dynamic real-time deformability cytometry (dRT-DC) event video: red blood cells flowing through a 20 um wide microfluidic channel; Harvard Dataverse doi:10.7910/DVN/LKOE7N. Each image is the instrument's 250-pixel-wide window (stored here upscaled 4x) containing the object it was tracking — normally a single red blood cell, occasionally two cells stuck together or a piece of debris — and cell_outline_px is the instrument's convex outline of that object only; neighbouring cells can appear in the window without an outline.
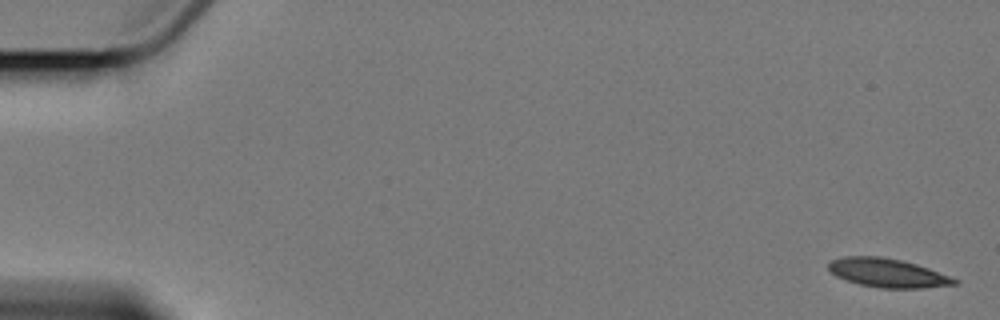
{"species": "Egyptian fruit bat (a non-hibernating species)", "species_latin": "Rousettus aegyptiacus", "temperature_condition": "cold", "stored_images_in_passage": 5, "camera_frame_rate_fps": 3000, "um_per_image_px": 0.085, "animal": {"sex": "female"}, "frame": {"image": 1, "passage_image": 1, "time_ms": 0.0, "image_size_px": [1000, 320], "cell_outline_px": [[960, 280], [956, 284], [920, 288], [880, 288], [860, 284], [836, 276], [828, 268], [828, 264], [832, 260], [844, 256], [880, 256], [900, 260], [916, 264], [928, 268]], "centroid_in_image_um": [75.44, 23.19], "position_along_channel_um": 9.6, "area_um2": 20.87}}